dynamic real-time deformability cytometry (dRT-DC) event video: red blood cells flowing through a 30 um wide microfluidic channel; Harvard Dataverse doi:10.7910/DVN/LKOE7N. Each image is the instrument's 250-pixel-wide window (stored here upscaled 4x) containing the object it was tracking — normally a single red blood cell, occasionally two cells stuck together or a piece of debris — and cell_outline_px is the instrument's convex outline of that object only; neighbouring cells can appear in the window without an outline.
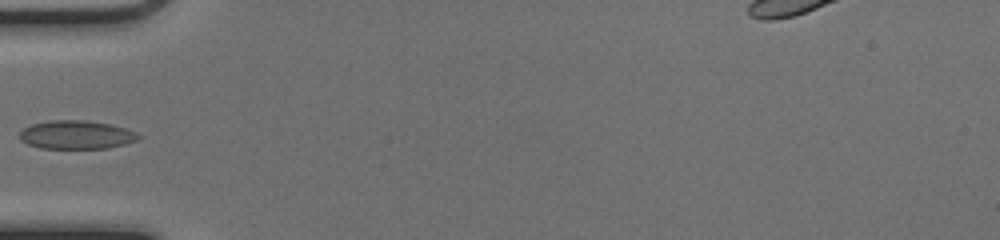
{"species": "common noctule bat (a hibernating species)", "species_latin": "Nyctalus noctula", "temperature_condition": "cold", "stored_images_in_passage": 31, "camera_frame_rate_fps": 3000, "um_per_image_px": 0.085, "animal": {"sex": "female", "body_mass_g": 17.0, "forearm_length_mm": 48.0}, "frame": {"image": 1, "passage_image": 1, "time_ms": 0.0, "image_size_px": [1000, 240], "cell_outline_px": [[144, 136], [140, 140], [108, 148], [40, 148], [28, 144], [20, 140], [20, 132], [24, 128], [32, 124], [52, 120], [84, 120], [108, 124], [124, 128], [136, 132]], "centroid_in_image_um": [6.53, 11.46], "position_along_channel_um": 78.5, "area_um2": 19.71}}
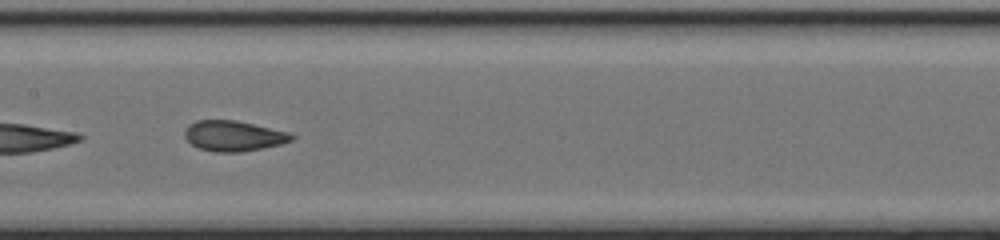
{"frame": {"image": 2, "passage_image": 9, "time_ms": 2.667, "image_size_px": [1000, 240], "cell_outline_px": [[296, 136], [292, 140], [280, 144], [264, 148], [240, 152], [216, 152], [200, 148], [192, 144], [184, 136], [184, 132], [188, 124], [196, 120], [236, 120], [288, 132]], "centroid_in_image_um": [19.84, 11.55], "position_along_channel_um": 187.6, "area_um2": 18.9}}
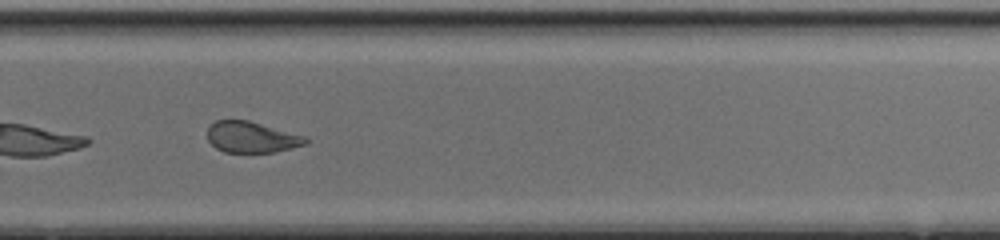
{"frame": {"image": 3, "passage_image": 18, "time_ms": 5.667, "image_size_px": [1000, 240], "cell_outline_px": [[308, 144], [276, 152], [224, 152], [216, 148], [208, 140], [208, 128], [216, 120], [248, 120], [308, 136]], "centroid_in_image_um": [21.44, 11.66], "position_along_channel_um": 308.4, "area_um2": 17.92}}